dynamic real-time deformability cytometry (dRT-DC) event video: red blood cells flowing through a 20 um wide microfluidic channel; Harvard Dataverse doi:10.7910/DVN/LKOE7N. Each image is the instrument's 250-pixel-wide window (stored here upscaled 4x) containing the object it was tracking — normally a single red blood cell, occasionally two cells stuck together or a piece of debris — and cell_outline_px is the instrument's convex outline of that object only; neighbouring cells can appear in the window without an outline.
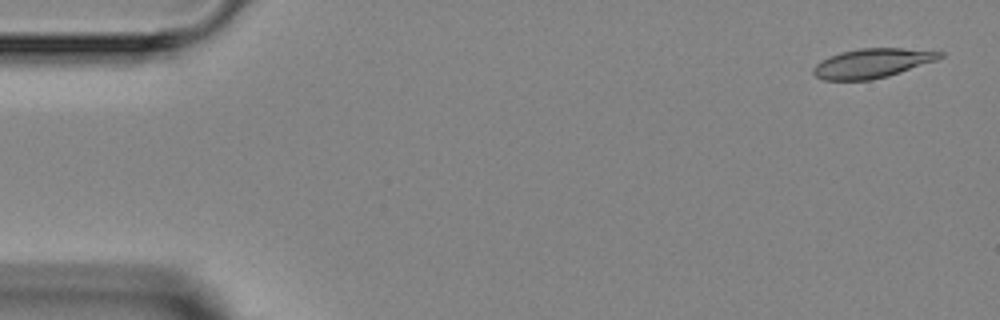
{"species": "Egyptian fruit bat (a non-hibernating species)", "species_latin": "Rousettus aegyptiacus", "temperature_condition": "room temperature", "stored_images_in_passage": 3, "camera_frame_rate_fps": 3000, "um_per_image_px": 0.085, "animal": {"sex": "female"}, "frame": {"image": 1, "passage_image": 1, "time_ms": 0.0, "image_size_px": [1000, 320], "cell_outline_px": [[944, 56], [936, 60], [888, 76], [872, 80], [824, 80], [816, 76], [812, 72], [812, 68], [820, 60], [828, 56], [840, 52], [860, 48], [900, 48], [944, 52]], "centroid_in_image_um": [74.09, 5.37], "position_along_channel_um": 10.9, "area_um2": 21.62}}